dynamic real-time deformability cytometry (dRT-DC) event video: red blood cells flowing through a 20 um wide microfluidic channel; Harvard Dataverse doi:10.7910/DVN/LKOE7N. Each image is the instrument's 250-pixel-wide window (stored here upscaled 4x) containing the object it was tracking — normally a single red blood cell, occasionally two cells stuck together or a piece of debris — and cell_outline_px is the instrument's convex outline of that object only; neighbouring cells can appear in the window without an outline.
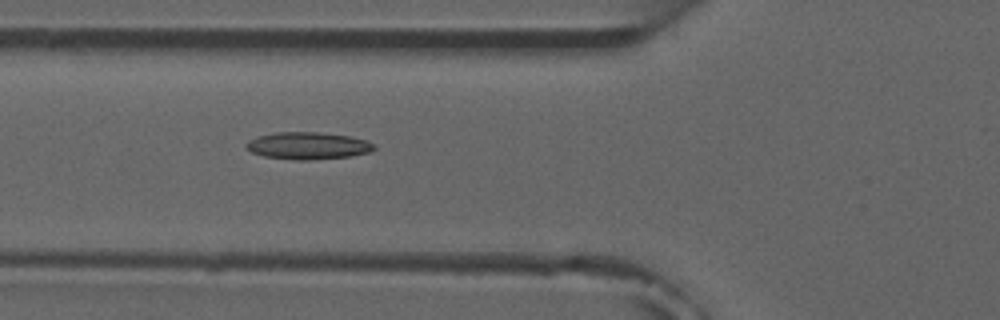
{"species": "common noctule bat (a hibernating species)", "species_latin": "Nyctalus noctula", "temperature_condition": "room temperature", "stored_images_in_passage": 5, "camera_frame_rate_fps": 3000, "um_per_image_px": 0.085, "animal": {"sex": "male", "forearm_length_mm": 52.5}, "frame": {"image": 1, "passage_image": 5, "time_ms": 5.333, "image_size_px": [1000, 320], "cell_outline_px": [[376, 148], [368, 152], [352, 156], [308, 160], [296, 160], [264, 156], [252, 152], [244, 144], [248, 140], [256, 136], [276, 132], [316, 132], [348, 136], [368, 140], [376, 144]], "centroid_in_image_um": [26.18, 12.38], "position_along_channel_um": 99.6, "area_um2": 20.29}}